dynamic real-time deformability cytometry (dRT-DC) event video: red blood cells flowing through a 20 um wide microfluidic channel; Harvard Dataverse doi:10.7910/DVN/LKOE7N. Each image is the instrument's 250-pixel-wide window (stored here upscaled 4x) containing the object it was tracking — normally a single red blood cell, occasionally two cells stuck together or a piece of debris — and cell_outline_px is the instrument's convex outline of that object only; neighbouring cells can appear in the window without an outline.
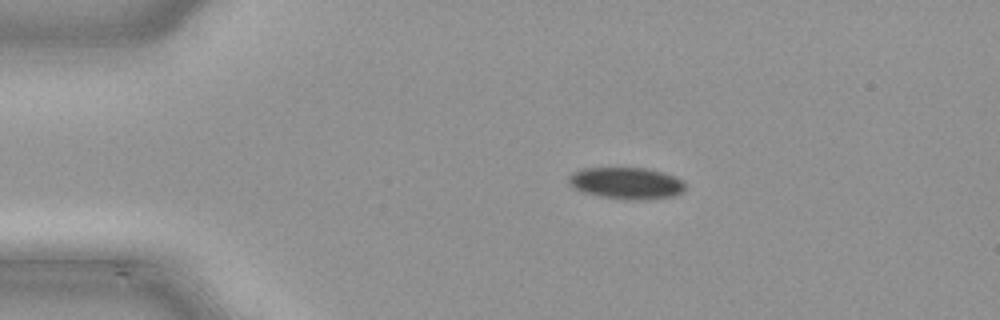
{"species": "common noctule bat (a hibernating species)", "species_latin": "Nyctalus noctula", "temperature_condition": "cold", "stored_images_in_passage": 40, "camera_frame_rate_fps": 3000, "um_per_image_px": 0.085, "animal": {"sex": "male", "body_mass_g": 21.5, "forearm_length_mm": 52.0}, "frame": {"image": 1, "passage_image": 1, "time_ms": 0.0, "image_size_px": [1000, 320], "cell_outline_px": [[684, 188], [680, 192], [672, 196], [600, 196], [584, 192], [572, 188], [568, 184], [568, 176], [572, 172], [580, 168], [648, 168], [664, 172], [676, 176], [684, 184]], "centroid_in_image_um": [53.13, 15.48], "position_along_channel_um": 31.9, "area_um2": 20.4}}
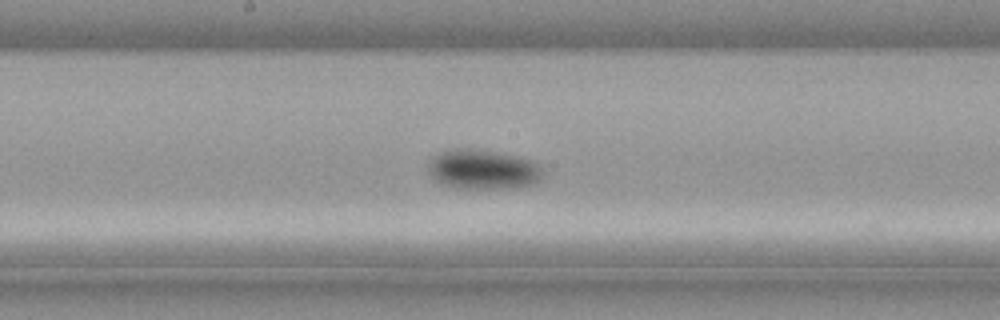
{"frame": {"image": 2, "passage_image": 17, "time_ms": 5.333, "image_size_px": [1000, 320], "cell_outline_px": [[544, 172], [532, 184], [516, 188], [456, 188], [444, 184], [436, 180], [428, 172], [428, 160], [432, 156], [448, 148], [480, 148], [516, 156], [528, 160], [536, 164]], "centroid_in_image_um": [40.97, 14.38], "position_along_channel_um": 207.2, "area_um2": 26.59}}
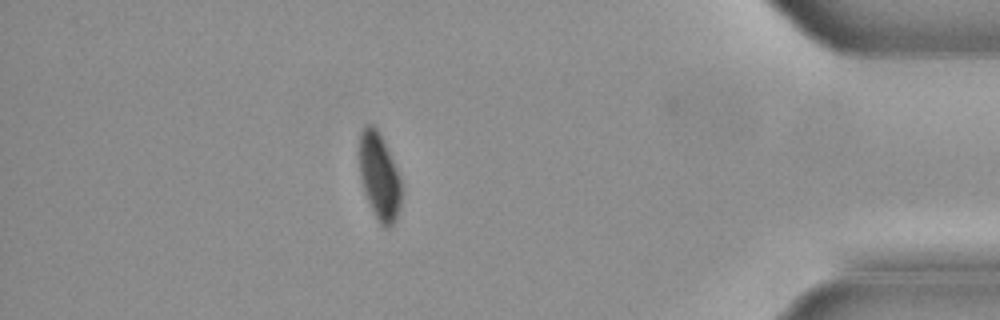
{"frame": {"image": 3, "passage_image": 34, "time_ms": 11.0, "image_size_px": [1000, 320], "cell_outline_px": [[400, 208], [396, 220], [388, 228], [384, 228], [380, 224], [364, 192], [360, 180], [360, 132], [364, 124], [372, 124], [380, 132], [384, 140], [400, 176]], "centroid_in_image_um": [32.24, 14.97], "position_along_channel_um": 403.0, "area_um2": 21.21}}